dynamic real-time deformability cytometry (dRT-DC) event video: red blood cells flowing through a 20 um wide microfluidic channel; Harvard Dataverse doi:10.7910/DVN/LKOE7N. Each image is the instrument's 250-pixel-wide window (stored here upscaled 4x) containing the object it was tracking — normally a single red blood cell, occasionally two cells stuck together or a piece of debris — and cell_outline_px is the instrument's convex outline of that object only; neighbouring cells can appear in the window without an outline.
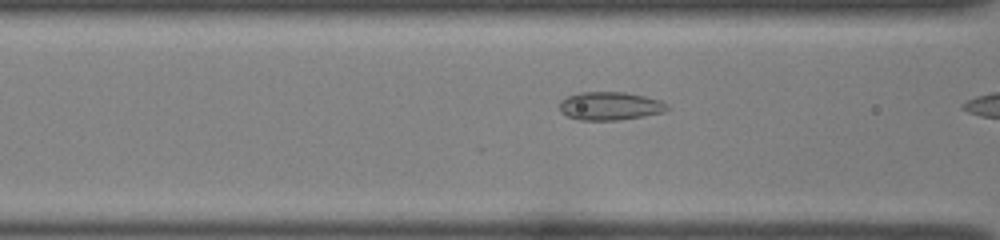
{"species": "common noctule bat (a hibernating species)", "species_latin": "Nyctalus noctula", "temperature_condition": "room temperature", "stored_images_in_passage": 11, "camera_frame_rate_fps": 3000, "um_per_image_px": 0.085, "animal": {"sex": "female", "body_mass_g": 22.0, "forearm_length_mm": 56.7}, "frame": {"image": 1, "passage_image": 10, "time_ms": 3.0, "image_size_px": [1000, 240], "cell_outline_px": [[668, 108], [664, 112], [616, 120], [580, 120], [568, 116], [560, 112], [560, 100], [568, 96], [580, 92], [624, 92], [644, 96], [660, 100], [668, 104]], "centroid_in_image_um": [51.83, 9.0], "position_along_channel_um": 114.8, "area_um2": 17.57}}